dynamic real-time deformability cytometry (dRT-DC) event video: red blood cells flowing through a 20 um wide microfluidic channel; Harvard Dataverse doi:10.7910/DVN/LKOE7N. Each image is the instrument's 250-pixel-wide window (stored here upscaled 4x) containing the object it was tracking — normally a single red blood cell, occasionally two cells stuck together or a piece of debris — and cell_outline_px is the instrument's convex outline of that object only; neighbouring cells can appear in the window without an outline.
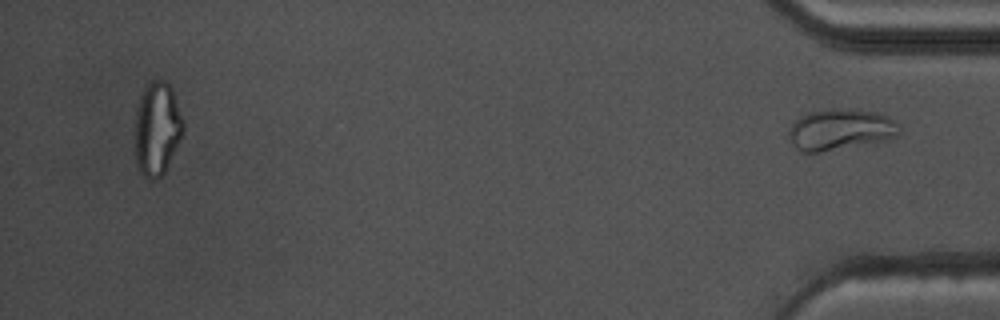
{"species": "common noctule bat (a hibernating species)", "species_latin": "Nyctalus noctula", "temperature_condition": "warm", "stored_images_in_passage": 55, "segment_of_instrument_passage": [2, 2], "camera_frame_rate_fps": 3000, "um_per_image_px": 0.085, "animal": {"sex": "male", "body_mass_g": 17.5, "forearm_length_mm": 52.3}, "frame": {"image": 1, "passage_image": 55, "time_ms": 18.0, "image_size_px": [1000, 320], "cell_outline_px": [[900, 132], [896, 136], [880, 140], [820, 152], [800, 152], [792, 144], [788, 136], [788, 128], [800, 116], [808, 112], [832, 108], [852, 108], [876, 112], [888, 116], [896, 120], [900, 128]], "centroid_in_image_um": [71.4, 10.98], "position_along_channel_um": 363.8, "area_um2": 26.47}}